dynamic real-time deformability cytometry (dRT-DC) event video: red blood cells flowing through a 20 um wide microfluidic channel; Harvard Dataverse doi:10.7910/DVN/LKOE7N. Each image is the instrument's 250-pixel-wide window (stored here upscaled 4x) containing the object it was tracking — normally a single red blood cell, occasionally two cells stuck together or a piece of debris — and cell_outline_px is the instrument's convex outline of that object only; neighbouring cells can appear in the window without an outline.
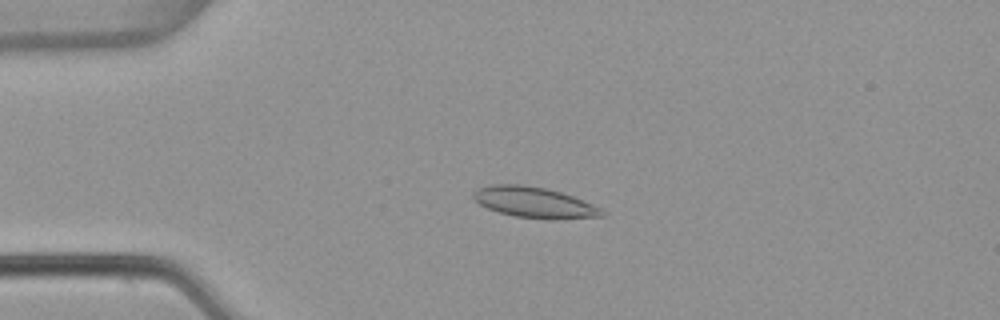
{"species": "common noctule bat (a hibernating species)", "species_latin": "Nyctalus noctula", "temperature_condition": "warm", "stored_images_in_passage": 54, "camera_frame_rate_fps": 3000, "um_per_image_px": 0.085, "animal": {"sex": "female", "body_mass_g": 22.7, "forearm_length_mm": 54.2}, "frame": {"image": 1, "passage_image": 13, "time_ms": 4.0, "image_size_px": [1000, 320], "cell_outline_px": [[604, 216], [552, 220], [548, 220], [516, 216], [500, 212], [488, 208], [480, 204], [472, 196], [472, 192], [476, 188], [492, 184], [524, 184], [544, 188], [560, 192], [572, 196], [592, 204], [600, 208], [604, 212]], "centroid_in_image_um": [45.39, 17.2], "position_along_channel_um": 39.6, "area_um2": 23.0}}
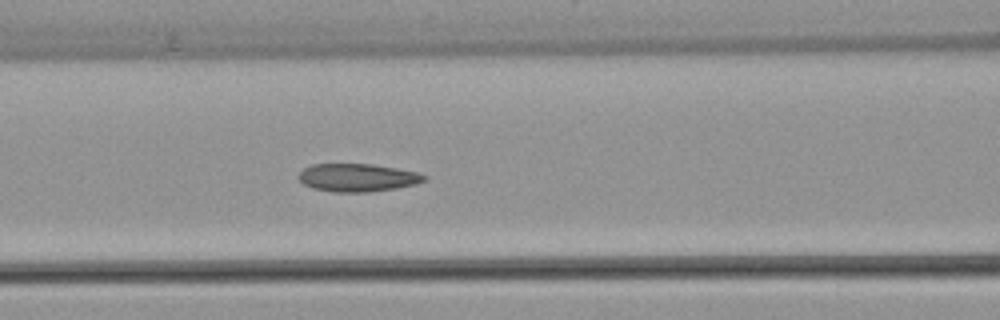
{"frame": {"image": 2, "passage_image": 23, "time_ms": 7.333, "image_size_px": [1000, 320], "cell_outline_px": [[428, 176], [424, 180], [416, 184], [396, 188], [368, 192], [332, 192], [312, 188], [304, 184], [296, 176], [304, 168], [312, 164], [372, 164], [420, 172]], "centroid_in_image_um": [30.39, 15.09], "position_along_channel_um": 136.2, "area_um2": 20.58}}
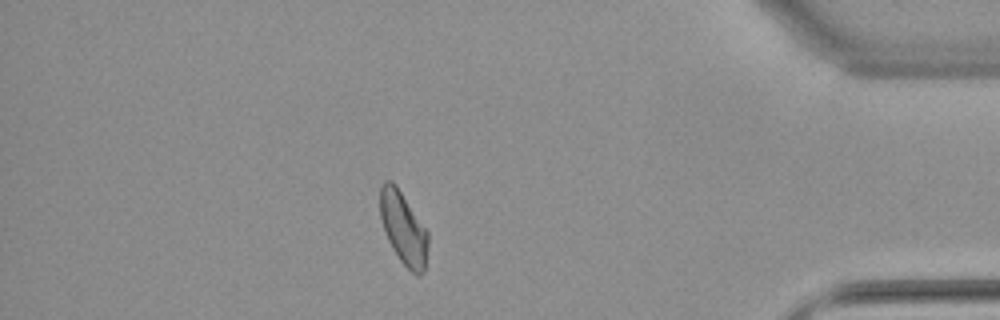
{"frame": {"image": 3, "passage_image": 47, "time_ms": 15.333, "image_size_px": [1000, 320], "cell_outline_px": [[428, 244], [424, 272], [420, 276], [416, 276], [400, 260], [392, 248], [384, 232], [380, 216], [380, 184], [384, 180], [392, 180], [396, 184], [428, 232]], "centroid_in_image_um": [34.27, 19.38], "position_along_channel_um": 400.9, "area_um2": 20.35}, "authors_computed_cell_mechanics": {"area_um2": 20.8369, "velocity_mm_per_s": 3.8157, "shape_relaxation_time_tau1_ms": null, "shape_relaxation_time_tau2_ms": 3.6233, "deformation_change_tau1": null, "deformation_change_tau2": 0.0883}}